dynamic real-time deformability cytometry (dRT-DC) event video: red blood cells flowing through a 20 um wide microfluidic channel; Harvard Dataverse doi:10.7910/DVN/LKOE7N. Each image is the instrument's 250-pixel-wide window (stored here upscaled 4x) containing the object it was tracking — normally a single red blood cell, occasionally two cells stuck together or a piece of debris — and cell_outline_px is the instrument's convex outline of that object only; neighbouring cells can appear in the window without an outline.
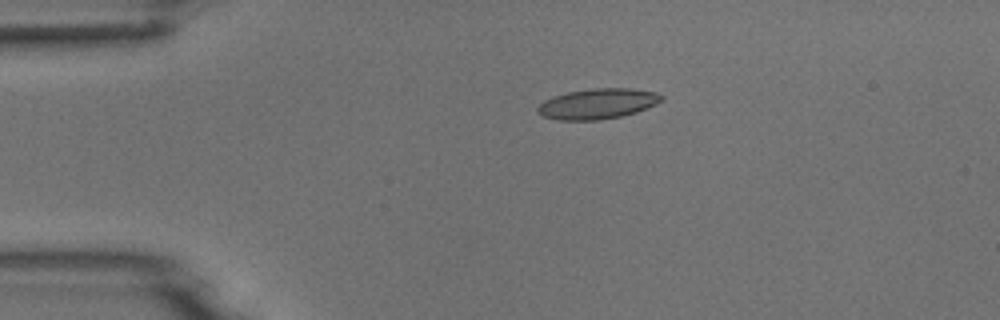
{"species": "common noctule bat (a hibernating species)", "species_latin": "Nyctalus noctula", "temperature_condition": "room temperature", "stored_images_in_passage": 2, "camera_frame_rate_fps": 3000, "um_per_image_px": 0.085, "animal": {"sex": "male", "body_mass_g": 18.8}, "frame": {"image": 1, "passage_image": 1, "time_ms": 0.0, "image_size_px": [1000, 320], "cell_outline_px": [[664, 100], [656, 104], [636, 112], [620, 116], [600, 120], [560, 120], [544, 116], [536, 112], [536, 108], [544, 100], [568, 92], [592, 88], [632, 88], [656, 92], [664, 96]], "centroid_in_image_um": [50.82, 8.81], "position_along_channel_um": 34.2, "area_um2": 21.91}}